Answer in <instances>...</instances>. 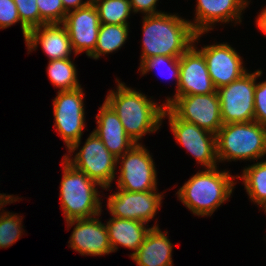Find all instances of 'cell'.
<instances>
[{
  "mask_svg": "<svg viewBox=\"0 0 266 266\" xmlns=\"http://www.w3.org/2000/svg\"><path fill=\"white\" fill-rule=\"evenodd\" d=\"M195 18L190 24L198 33L213 30V25L219 23H241L242 11L248 6V0H196Z\"/></svg>",
  "mask_w": 266,
  "mask_h": 266,
  "instance_id": "e0dca14e",
  "label": "cell"
},
{
  "mask_svg": "<svg viewBox=\"0 0 266 266\" xmlns=\"http://www.w3.org/2000/svg\"><path fill=\"white\" fill-rule=\"evenodd\" d=\"M60 202L65 221L94 217L101 214L102 202L97 187L104 188L62 159ZM97 186V187H96Z\"/></svg>",
  "mask_w": 266,
  "mask_h": 266,
  "instance_id": "277c9868",
  "label": "cell"
},
{
  "mask_svg": "<svg viewBox=\"0 0 266 266\" xmlns=\"http://www.w3.org/2000/svg\"><path fill=\"white\" fill-rule=\"evenodd\" d=\"M261 209L265 210L264 212L266 213V203L261 207Z\"/></svg>",
  "mask_w": 266,
  "mask_h": 266,
  "instance_id": "d590c367",
  "label": "cell"
},
{
  "mask_svg": "<svg viewBox=\"0 0 266 266\" xmlns=\"http://www.w3.org/2000/svg\"><path fill=\"white\" fill-rule=\"evenodd\" d=\"M257 28L266 35V7L259 13L256 18Z\"/></svg>",
  "mask_w": 266,
  "mask_h": 266,
  "instance_id": "836d02e7",
  "label": "cell"
},
{
  "mask_svg": "<svg viewBox=\"0 0 266 266\" xmlns=\"http://www.w3.org/2000/svg\"><path fill=\"white\" fill-rule=\"evenodd\" d=\"M63 24L75 55L85 51L89 57L95 50L101 26L95 5L90 2L85 7L68 12Z\"/></svg>",
  "mask_w": 266,
  "mask_h": 266,
  "instance_id": "9a60e30c",
  "label": "cell"
},
{
  "mask_svg": "<svg viewBox=\"0 0 266 266\" xmlns=\"http://www.w3.org/2000/svg\"><path fill=\"white\" fill-rule=\"evenodd\" d=\"M180 80L174 97L217 92L203 54L193 44L180 56Z\"/></svg>",
  "mask_w": 266,
  "mask_h": 266,
  "instance_id": "2e32d148",
  "label": "cell"
},
{
  "mask_svg": "<svg viewBox=\"0 0 266 266\" xmlns=\"http://www.w3.org/2000/svg\"><path fill=\"white\" fill-rule=\"evenodd\" d=\"M164 104L179 119L215 135L223 126L218 92L167 97Z\"/></svg>",
  "mask_w": 266,
  "mask_h": 266,
  "instance_id": "52a82bcc",
  "label": "cell"
},
{
  "mask_svg": "<svg viewBox=\"0 0 266 266\" xmlns=\"http://www.w3.org/2000/svg\"><path fill=\"white\" fill-rule=\"evenodd\" d=\"M21 22L30 30L40 26V13L36 0H14Z\"/></svg>",
  "mask_w": 266,
  "mask_h": 266,
  "instance_id": "f546056e",
  "label": "cell"
},
{
  "mask_svg": "<svg viewBox=\"0 0 266 266\" xmlns=\"http://www.w3.org/2000/svg\"><path fill=\"white\" fill-rule=\"evenodd\" d=\"M100 216L101 214H98L90 218L66 221L67 230L75 226L68 241V247L80 253L81 256H102L112 253L108 230L106 224L99 220Z\"/></svg>",
  "mask_w": 266,
  "mask_h": 266,
  "instance_id": "4fadbf2b",
  "label": "cell"
},
{
  "mask_svg": "<svg viewBox=\"0 0 266 266\" xmlns=\"http://www.w3.org/2000/svg\"><path fill=\"white\" fill-rule=\"evenodd\" d=\"M254 121L266 127V80L256 83L254 90Z\"/></svg>",
  "mask_w": 266,
  "mask_h": 266,
  "instance_id": "4dcf8cb0",
  "label": "cell"
},
{
  "mask_svg": "<svg viewBox=\"0 0 266 266\" xmlns=\"http://www.w3.org/2000/svg\"><path fill=\"white\" fill-rule=\"evenodd\" d=\"M237 178L243 179L248 197L261 208L266 203V160L245 166Z\"/></svg>",
  "mask_w": 266,
  "mask_h": 266,
  "instance_id": "7402d4cb",
  "label": "cell"
},
{
  "mask_svg": "<svg viewBox=\"0 0 266 266\" xmlns=\"http://www.w3.org/2000/svg\"><path fill=\"white\" fill-rule=\"evenodd\" d=\"M168 118L170 130L176 143H179L193 155L196 162L205 169L217 166L216 135L206 131L195 124L179 119L168 107L165 106L162 119Z\"/></svg>",
  "mask_w": 266,
  "mask_h": 266,
  "instance_id": "30bf717a",
  "label": "cell"
},
{
  "mask_svg": "<svg viewBox=\"0 0 266 266\" xmlns=\"http://www.w3.org/2000/svg\"><path fill=\"white\" fill-rule=\"evenodd\" d=\"M179 62H180V57H169V56H153V57H148L146 58L139 66L138 71H140L141 75L147 74L150 71H154V69H157L156 71L161 75V76H166L168 75V78L170 77L172 79H176V91L178 89L179 85V80H180V67H179ZM169 71L167 74L165 71ZM165 73V74H163ZM166 77V79H168Z\"/></svg>",
  "mask_w": 266,
  "mask_h": 266,
  "instance_id": "484cf974",
  "label": "cell"
},
{
  "mask_svg": "<svg viewBox=\"0 0 266 266\" xmlns=\"http://www.w3.org/2000/svg\"><path fill=\"white\" fill-rule=\"evenodd\" d=\"M132 13H143L142 15H156L163 13L156 8L158 0H129Z\"/></svg>",
  "mask_w": 266,
  "mask_h": 266,
  "instance_id": "1f68e13d",
  "label": "cell"
},
{
  "mask_svg": "<svg viewBox=\"0 0 266 266\" xmlns=\"http://www.w3.org/2000/svg\"><path fill=\"white\" fill-rule=\"evenodd\" d=\"M117 189L107 198L106 206L111 217L132 219L146 224L154 219L164 197V194L157 192V190L130 192Z\"/></svg>",
  "mask_w": 266,
  "mask_h": 266,
  "instance_id": "7c38bea8",
  "label": "cell"
},
{
  "mask_svg": "<svg viewBox=\"0 0 266 266\" xmlns=\"http://www.w3.org/2000/svg\"><path fill=\"white\" fill-rule=\"evenodd\" d=\"M142 23L140 64L146 58L158 55L180 57L203 35L195 33L189 20L167 12L145 15Z\"/></svg>",
  "mask_w": 266,
  "mask_h": 266,
  "instance_id": "6da1fadb",
  "label": "cell"
},
{
  "mask_svg": "<svg viewBox=\"0 0 266 266\" xmlns=\"http://www.w3.org/2000/svg\"><path fill=\"white\" fill-rule=\"evenodd\" d=\"M218 161H258L266 155V127L256 121L223 124L216 134Z\"/></svg>",
  "mask_w": 266,
  "mask_h": 266,
  "instance_id": "5b68a950",
  "label": "cell"
},
{
  "mask_svg": "<svg viewBox=\"0 0 266 266\" xmlns=\"http://www.w3.org/2000/svg\"><path fill=\"white\" fill-rule=\"evenodd\" d=\"M204 56L208 73L216 89L229 85L248 70L243 66V59L227 43L205 45L198 49Z\"/></svg>",
  "mask_w": 266,
  "mask_h": 266,
  "instance_id": "5bb4252c",
  "label": "cell"
},
{
  "mask_svg": "<svg viewBox=\"0 0 266 266\" xmlns=\"http://www.w3.org/2000/svg\"><path fill=\"white\" fill-rule=\"evenodd\" d=\"M18 199H20V198L18 196L14 197L13 194L12 195H6L4 193H0V211L4 205H7L9 203H14V202L18 201Z\"/></svg>",
  "mask_w": 266,
  "mask_h": 266,
  "instance_id": "e575fe53",
  "label": "cell"
},
{
  "mask_svg": "<svg viewBox=\"0 0 266 266\" xmlns=\"http://www.w3.org/2000/svg\"><path fill=\"white\" fill-rule=\"evenodd\" d=\"M106 227L112 252H116L118 246H123L134 251L132 254L130 253V258L137 252L151 229L142 221L116 217H111L107 221Z\"/></svg>",
  "mask_w": 266,
  "mask_h": 266,
  "instance_id": "44dd1931",
  "label": "cell"
},
{
  "mask_svg": "<svg viewBox=\"0 0 266 266\" xmlns=\"http://www.w3.org/2000/svg\"><path fill=\"white\" fill-rule=\"evenodd\" d=\"M97 126L93 132L101 139L105 147L115 157L122 156L130 150L136 142L124 130L122 122L114 109L104 101L96 115Z\"/></svg>",
  "mask_w": 266,
  "mask_h": 266,
  "instance_id": "d6986e66",
  "label": "cell"
},
{
  "mask_svg": "<svg viewBox=\"0 0 266 266\" xmlns=\"http://www.w3.org/2000/svg\"><path fill=\"white\" fill-rule=\"evenodd\" d=\"M71 58L49 61L47 73L52 85L58 91L73 90L81 87L77 69Z\"/></svg>",
  "mask_w": 266,
  "mask_h": 266,
  "instance_id": "cb8c5ba5",
  "label": "cell"
},
{
  "mask_svg": "<svg viewBox=\"0 0 266 266\" xmlns=\"http://www.w3.org/2000/svg\"><path fill=\"white\" fill-rule=\"evenodd\" d=\"M20 22L24 41L26 40L29 29L21 22L17 6L14 0H0V29H6Z\"/></svg>",
  "mask_w": 266,
  "mask_h": 266,
  "instance_id": "f1b7e54d",
  "label": "cell"
},
{
  "mask_svg": "<svg viewBox=\"0 0 266 266\" xmlns=\"http://www.w3.org/2000/svg\"><path fill=\"white\" fill-rule=\"evenodd\" d=\"M83 88L58 91L53 99L55 130L64 140L67 150L82 139L85 128Z\"/></svg>",
  "mask_w": 266,
  "mask_h": 266,
  "instance_id": "8fae6325",
  "label": "cell"
},
{
  "mask_svg": "<svg viewBox=\"0 0 266 266\" xmlns=\"http://www.w3.org/2000/svg\"><path fill=\"white\" fill-rule=\"evenodd\" d=\"M156 223L146 234V237L131 257L138 266H173V244Z\"/></svg>",
  "mask_w": 266,
  "mask_h": 266,
  "instance_id": "ffe728a7",
  "label": "cell"
},
{
  "mask_svg": "<svg viewBox=\"0 0 266 266\" xmlns=\"http://www.w3.org/2000/svg\"><path fill=\"white\" fill-rule=\"evenodd\" d=\"M130 25L101 24L94 52L89 56L99 59L100 56L121 49L129 35Z\"/></svg>",
  "mask_w": 266,
  "mask_h": 266,
  "instance_id": "603a6c76",
  "label": "cell"
},
{
  "mask_svg": "<svg viewBox=\"0 0 266 266\" xmlns=\"http://www.w3.org/2000/svg\"><path fill=\"white\" fill-rule=\"evenodd\" d=\"M262 70L246 72L229 85L217 89L223 124L254 121V90Z\"/></svg>",
  "mask_w": 266,
  "mask_h": 266,
  "instance_id": "ba28073f",
  "label": "cell"
},
{
  "mask_svg": "<svg viewBox=\"0 0 266 266\" xmlns=\"http://www.w3.org/2000/svg\"><path fill=\"white\" fill-rule=\"evenodd\" d=\"M215 168L199 170L177 191L178 200L196 216H211L232 195L237 176Z\"/></svg>",
  "mask_w": 266,
  "mask_h": 266,
  "instance_id": "3957f363",
  "label": "cell"
},
{
  "mask_svg": "<svg viewBox=\"0 0 266 266\" xmlns=\"http://www.w3.org/2000/svg\"><path fill=\"white\" fill-rule=\"evenodd\" d=\"M16 214L4 210L0 212V248H8L22 237L23 219Z\"/></svg>",
  "mask_w": 266,
  "mask_h": 266,
  "instance_id": "4316f807",
  "label": "cell"
},
{
  "mask_svg": "<svg viewBox=\"0 0 266 266\" xmlns=\"http://www.w3.org/2000/svg\"><path fill=\"white\" fill-rule=\"evenodd\" d=\"M30 52L42 47L49 61L71 58L74 51L67 29L63 23L44 24L29 30L25 40Z\"/></svg>",
  "mask_w": 266,
  "mask_h": 266,
  "instance_id": "ac0fdd59",
  "label": "cell"
},
{
  "mask_svg": "<svg viewBox=\"0 0 266 266\" xmlns=\"http://www.w3.org/2000/svg\"><path fill=\"white\" fill-rule=\"evenodd\" d=\"M80 144L81 139L68 149V154L63 155V158L77 170L85 172L90 179L96 181L104 190L111 189V184L117 177V157L109 152L93 131L82 147ZM75 150L78 151L76 154ZM73 153L75 155H72Z\"/></svg>",
  "mask_w": 266,
  "mask_h": 266,
  "instance_id": "8992f818",
  "label": "cell"
},
{
  "mask_svg": "<svg viewBox=\"0 0 266 266\" xmlns=\"http://www.w3.org/2000/svg\"><path fill=\"white\" fill-rule=\"evenodd\" d=\"M36 3L40 13V26L64 22L67 12L61 0H36Z\"/></svg>",
  "mask_w": 266,
  "mask_h": 266,
  "instance_id": "83f0119b",
  "label": "cell"
},
{
  "mask_svg": "<svg viewBox=\"0 0 266 266\" xmlns=\"http://www.w3.org/2000/svg\"><path fill=\"white\" fill-rule=\"evenodd\" d=\"M118 82L116 90H110L105 101L114 109L122 122L125 133L136 143L144 135L159 130L165 104L147 98V95Z\"/></svg>",
  "mask_w": 266,
  "mask_h": 266,
  "instance_id": "7a4b0ae2",
  "label": "cell"
},
{
  "mask_svg": "<svg viewBox=\"0 0 266 266\" xmlns=\"http://www.w3.org/2000/svg\"><path fill=\"white\" fill-rule=\"evenodd\" d=\"M95 5L100 24L128 25L132 12L129 0H91Z\"/></svg>",
  "mask_w": 266,
  "mask_h": 266,
  "instance_id": "d4e9b609",
  "label": "cell"
},
{
  "mask_svg": "<svg viewBox=\"0 0 266 266\" xmlns=\"http://www.w3.org/2000/svg\"><path fill=\"white\" fill-rule=\"evenodd\" d=\"M64 6V10L68 13L73 10H77L78 8H82L87 6L91 0H61Z\"/></svg>",
  "mask_w": 266,
  "mask_h": 266,
  "instance_id": "d6a6232c",
  "label": "cell"
},
{
  "mask_svg": "<svg viewBox=\"0 0 266 266\" xmlns=\"http://www.w3.org/2000/svg\"><path fill=\"white\" fill-rule=\"evenodd\" d=\"M152 157L142 143H136L119 156L117 163L120 164V175L116 180L117 188L130 192L158 190L157 170Z\"/></svg>",
  "mask_w": 266,
  "mask_h": 266,
  "instance_id": "9c48e42d",
  "label": "cell"
}]
</instances>
